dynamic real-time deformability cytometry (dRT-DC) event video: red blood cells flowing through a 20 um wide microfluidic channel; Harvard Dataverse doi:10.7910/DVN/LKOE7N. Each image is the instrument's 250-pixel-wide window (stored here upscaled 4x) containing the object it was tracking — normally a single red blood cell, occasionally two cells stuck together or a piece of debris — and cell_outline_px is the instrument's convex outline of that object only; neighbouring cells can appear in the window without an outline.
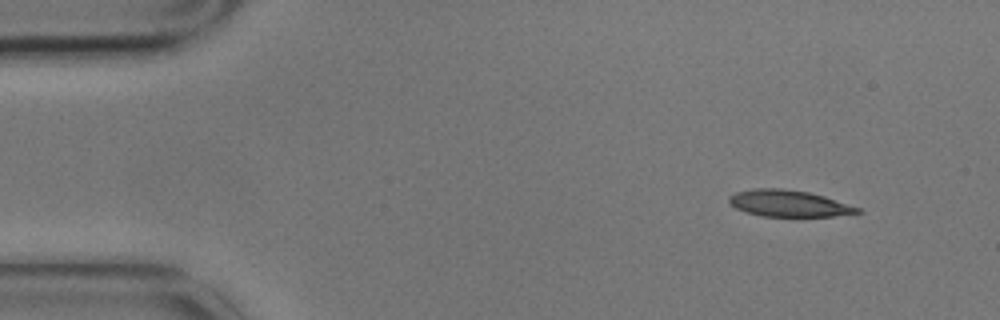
{"species": "common noctule bat (a hibernating species)", "species_latin": "Nyctalus noctula", "temperature_condition": "cold", "stored_images_in_passage": 6, "segment_of_instrument_passage": [2, 2], "camera_frame_rate_fps": 3000, "um_per_image_px": 0.085, "animal": {"sex": "male", "body_mass_g": 17.9}, "frame": {"image": 1, "passage_image": 6, "time_ms": 1.667, "image_size_px": [1000, 320], "cell_outline_px": [[864, 212], [832, 216], [760, 216], [744, 212], [736, 208], [728, 200], [728, 196], [736, 192], [752, 188], [780, 188], [808, 192], [824, 196], [860, 208]], "centroid_in_image_um": [67.01, 17.29], "position_along_channel_um": 18.0, "area_um2": 19.83}}